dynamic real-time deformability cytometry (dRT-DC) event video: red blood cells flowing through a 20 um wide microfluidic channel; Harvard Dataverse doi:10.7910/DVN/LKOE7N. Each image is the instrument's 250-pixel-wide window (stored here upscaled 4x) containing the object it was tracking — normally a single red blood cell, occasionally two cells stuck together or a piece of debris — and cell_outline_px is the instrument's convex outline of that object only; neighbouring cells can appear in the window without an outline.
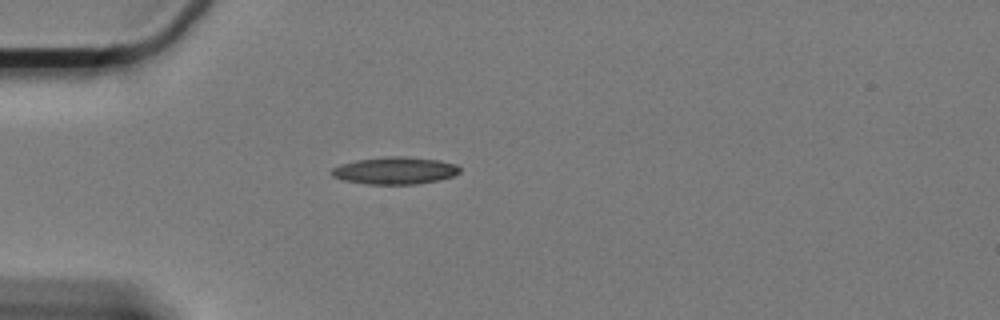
{"species": "Egyptian fruit bat (a non-hibernating species)", "species_latin": "Rousettus aegyptiacus", "temperature_condition": "cold", "stored_images_in_passage": 12, "camera_frame_rate_fps": 3000, "um_per_image_px": 0.085, "animal": {"sex": "female"}, "frame": {"image": 1, "passage_image": 1, "time_ms": 0.0, "image_size_px": [1000, 320], "cell_outline_px": [[460, 172], [452, 176], [440, 180], [416, 184], [368, 184], [344, 180], [332, 176], [332, 168], [344, 164], [360, 160], [392, 156], [404, 156], [436, 160], [456, 164], [460, 168]], "centroid_in_image_um": [33.62, 14.51], "position_along_channel_um": 51.4, "area_um2": 19.94}}